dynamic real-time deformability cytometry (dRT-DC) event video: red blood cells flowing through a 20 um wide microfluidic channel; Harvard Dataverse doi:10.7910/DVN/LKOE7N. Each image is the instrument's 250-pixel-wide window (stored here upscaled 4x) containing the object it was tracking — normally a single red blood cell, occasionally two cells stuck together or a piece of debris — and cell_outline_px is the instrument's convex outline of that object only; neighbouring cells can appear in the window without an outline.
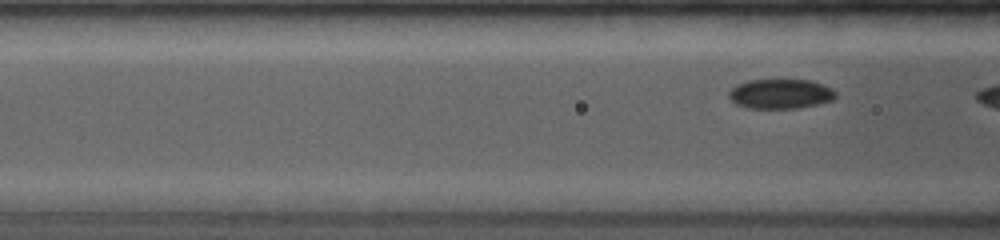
{"species": "common noctule bat (a hibernating species)", "species_latin": "Nyctalus noctula", "temperature_condition": "room temperature", "stored_images_in_passage": 8, "segment_of_instrument_passage": [2, 2], "camera_frame_rate_fps": 4000, "um_per_image_px": 0.085, "animal": {"sex": "female", "body_mass_g": 19.0, "forearm_length_mm": 53.3}, "frame": {"image": 1, "passage_image": 8, "time_ms": 3.5, "image_size_px": [1000, 240], "cell_outline_px": [[836, 96], [832, 100], [816, 104], [796, 108], [748, 108], [736, 104], [728, 96], [728, 92], [736, 84], [748, 80], [808, 80], [832, 88], [836, 92]], "centroid_in_image_um": [66.31, 7.97], "position_along_channel_um": 100.3, "area_um2": 18.32}}